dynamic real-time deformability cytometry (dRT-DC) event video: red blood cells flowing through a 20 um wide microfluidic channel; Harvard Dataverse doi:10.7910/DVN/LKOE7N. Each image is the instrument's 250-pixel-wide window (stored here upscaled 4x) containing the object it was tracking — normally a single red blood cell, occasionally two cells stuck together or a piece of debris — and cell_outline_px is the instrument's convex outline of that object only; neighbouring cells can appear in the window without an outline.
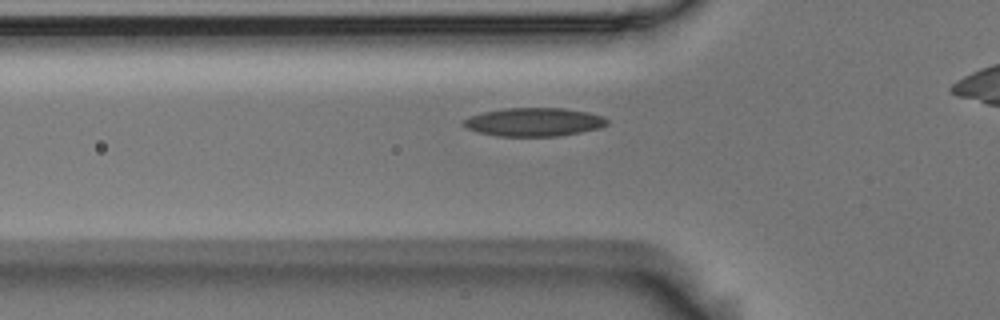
{"species": "Egyptian fruit bat (a non-hibernating species)", "species_latin": "Rousettus aegyptiacus", "temperature_condition": "room temperature", "stored_images_in_passage": 39, "camera_frame_rate_fps": 3000, "um_per_image_px": 0.085, "animal": {"sex": "male"}, "frame": {"image": 1, "passage_image": 10, "time_ms": 3.0, "image_size_px": [1000, 320], "cell_outline_px": [[608, 124], [600, 128], [560, 136], [496, 136], [476, 132], [468, 128], [464, 124], [464, 120], [472, 116], [484, 112], [504, 108], [564, 108], [588, 112], [604, 116], [608, 120]], "centroid_in_image_um": [45.44, 10.37], "position_along_channel_um": 80.4, "area_um2": 23.76}}
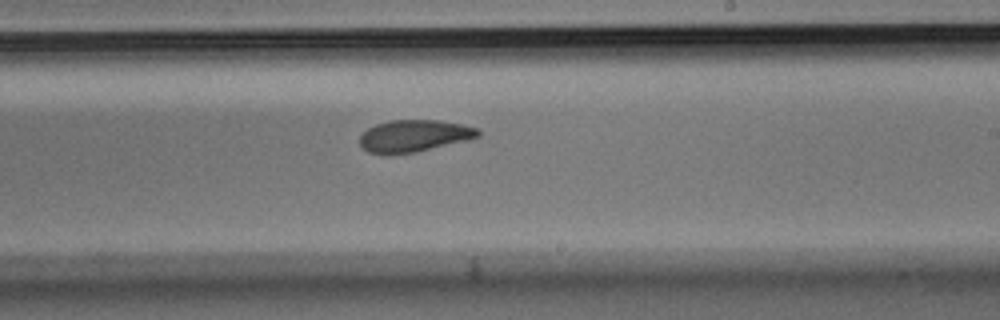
{"frame": {"image": 2, "passage_image": 24, "time_ms": 7.667, "image_size_px": [1000, 320], "cell_outline_px": [[480, 136], [468, 140], [416, 152], [368, 152], [360, 144], [360, 136], [368, 128], [376, 124], [388, 120], [440, 120], [460, 124], [476, 128], [480, 132]], "centroid_in_image_um": [35.23, 11.52], "position_along_channel_um": 253.8, "area_um2": 21.56}}
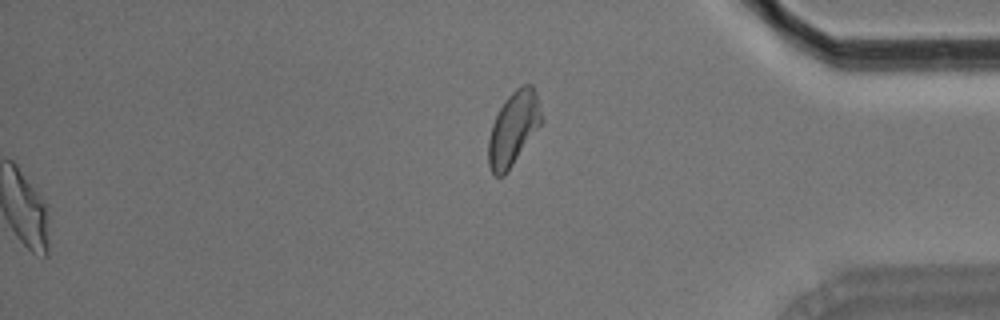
{"frame": {"image": 3, "passage_image": 37, "time_ms": 12.0, "image_size_px": [1000, 320], "cell_outline_px": [[544, 120], [508, 172], [504, 176], [496, 176], [492, 172], [488, 164], [488, 140], [492, 124], [504, 100], [516, 88], [524, 84], [532, 84], [536, 92]], "centroid_in_image_um": [43.65, 10.92], "position_along_channel_um": 391.5, "area_um2": 22.89}, "authors_computed_cell_mechanics": {"area_um2": 22.8888, "velocity_mm_per_s": 3.7047, "shape_relaxation_time_tau1_ms": 7.1795, "shape_relaxation_time_tau2_ms": 2.8784, "deformation_change_tau1": 0.161, "deformation_change_tau2": 0.0932}}